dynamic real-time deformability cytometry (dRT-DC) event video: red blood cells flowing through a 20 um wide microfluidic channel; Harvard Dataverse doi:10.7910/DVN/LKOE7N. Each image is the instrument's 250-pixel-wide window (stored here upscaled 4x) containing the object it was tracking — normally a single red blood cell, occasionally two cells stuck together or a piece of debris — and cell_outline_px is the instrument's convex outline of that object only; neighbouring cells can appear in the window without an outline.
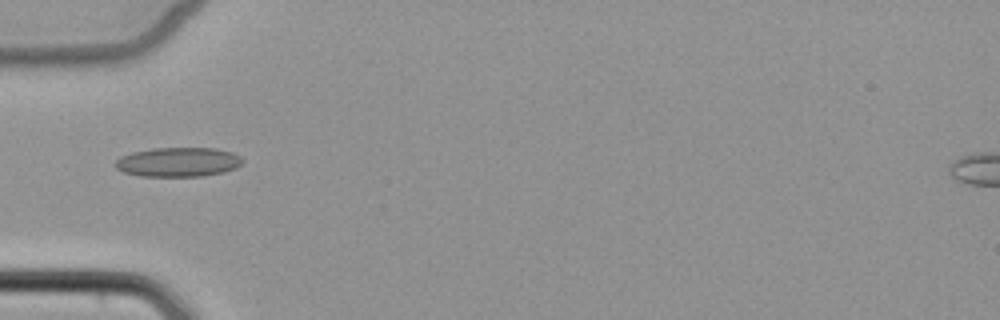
{"species": "common noctule bat (a hibernating species)", "species_latin": "Nyctalus noctula", "temperature_condition": "cold", "stored_images_in_passage": 5, "camera_frame_rate_fps": 3000, "um_per_image_px": 0.085, "animal": {"sex": "female", "body_mass_g": 22.7, "forearm_length_mm": 54.2}, "frame": {"image": 1, "passage_image": 5, "time_ms": 5.667, "image_size_px": [1000, 320], "cell_outline_px": [[244, 160], [236, 168], [224, 172], [200, 176], [140, 176], [124, 172], [116, 168], [112, 164], [120, 156], [132, 152], [152, 148], [216, 148], [232, 152], [240, 156]], "centroid_in_image_um": [15.12, 13.77], "position_along_channel_um": 69.9, "area_um2": 21.91}}